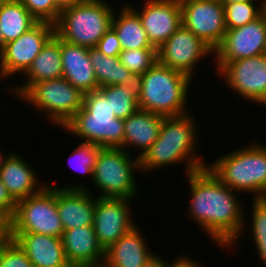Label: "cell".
Returning <instances> with one entry per match:
<instances>
[{
  "label": "cell",
  "instance_id": "1",
  "mask_svg": "<svg viewBox=\"0 0 266 267\" xmlns=\"http://www.w3.org/2000/svg\"><path fill=\"white\" fill-rule=\"evenodd\" d=\"M189 190L188 218L224 252L239 236L245 206L240 194L224 185L207 167L184 175ZM240 201V202H239Z\"/></svg>",
  "mask_w": 266,
  "mask_h": 267
},
{
  "label": "cell",
  "instance_id": "2",
  "mask_svg": "<svg viewBox=\"0 0 266 267\" xmlns=\"http://www.w3.org/2000/svg\"><path fill=\"white\" fill-rule=\"evenodd\" d=\"M195 117L190 110L183 115L164 118L158 138L139 158L141 176L180 164L185 167L182 171L185 175L206 167L207 159L199 155L201 133Z\"/></svg>",
  "mask_w": 266,
  "mask_h": 267
},
{
  "label": "cell",
  "instance_id": "3",
  "mask_svg": "<svg viewBox=\"0 0 266 267\" xmlns=\"http://www.w3.org/2000/svg\"><path fill=\"white\" fill-rule=\"evenodd\" d=\"M255 141L234 147L206 167L231 190L251 198L266 197V142ZM264 144V145H263ZM210 163V164H208Z\"/></svg>",
  "mask_w": 266,
  "mask_h": 267
},
{
  "label": "cell",
  "instance_id": "4",
  "mask_svg": "<svg viewBox=\"0 0 266 267\" xmlns=\"http://www.w3.org/2000/svg\"><path fill=\"white\" fill-rule=\"evenodd\" d=\"M192 81L187 74L157 62L137 78L139 109L164 117L190 112L187 105Z\"/></svg>",
  "mask_w": 266,
  "mask_h": 267
},
{
  "label": "cell",
  "instance_id": "5",
  "mask_svg": "<svg viewBox=\"0 0 266 267\" xmlns=\"http://www.w3.org/2000/svg\"><path fill=\"white\" fill-rule=\"evenodd\" d=\"M63 130L81 142L123 149L124 119L115 117L110 101L100 89L84 94L83 107Z\"/></svg>",
  "mask_w": 266,
  "mask_h": 267
},
{
  "label": "cell",
  "instance_id": "6",
  "mask_svg": "<svg viewBox=\"0 0 266 267\" xmlns=\"http://www.w3.org/2000/svg\"><path fill=\"white\" fill-rule=\"evenodd\" d=\"M107 0H74L65 3L55 33L66 42L95 48L111 28L115 6Z\"/></svg>",
  "mask_w": 266,
  "mask_h": 267
},
{
  "label": "cell",
  "instance_id": "7",
  "mask_svg": "<svg viewBox=\"0 0 266 267\" xmlns=\"http://www.w3.org/2000/svg\"><path fill=\"white\" fill-rule=\"evenodd\" d=\"M139 172V158L122 148L99 147L90 188L94 187L96 197L137 200L142 192L136 180Z\"/></svg>",
  "mask_w": 266,
  "mask_h": 267
},
{
  "label": "cell",
  "instance_id": "8",
  "mask_svg": "<svg viewBox=\"0 0 266 267\" xmlns=\"http://www.w3.org/2000/svg\"><path fill=\"white\" fill-rule=\"evenodd\" d=\"M83 98L79 89L61 77L32 84L18 99L33 106L51 126H59L62 130L83 107Z\"/></svg>",
  "mask_w": 266,
  "mask_h": 267
},
{
  "label": "cell",
  "instance_id": "9",
  "mask_svg": "<svg viewBox=\"0 0 266 267\" xmlns=\"http://www.w3.org/2000/svg\"><path fill=\"white\" fill-rule=\"evenodd\" d=\"M64 231L57 209V187L46 185L16 203L9 233H39L61 238Z\"/></svg>",
  "mask_w": 266,
  "mask_h": 267
},
{
  "label": "cell",
  "instance_id": "10",
  "mask_svg": "<svg viewBox=\"0 0 266 267\" xmlns=\"http://www.w3.org/2000/svg\"><path fill=\"white\" fill-rule=\"evenodd\" d=\"M215 63V74L235 95L266 106V53L230 62Z\"/></svg>",
  "mask_w": 266,
  "mask_h": 267
},
{
  "label": "cell",
  "instance_id": "11",
  "mask_svg": "<svg viewBox=\"0 0 266 267\" xmlns=\"http://www.w3.org/2000/svg\"><path fill=\"white\" fill-rule=\"evenodd\" d=\"M54 34V24L37 22L16 40L5 44L0 53V80H11L16 74L18 78L22 76Z\"/></svg>",
  "mask_w": 266,
  "mask_h": 267
},
{
  "label": "cell",
  "instance_id": "12",
  "mask_svg": "<svg viewBox=\"0 0 266 267\" xmlns=\"http://www.w3.org/2000/svg\"><path fill=\"white\" fill-rule=\"evenodd\" d=\"M207 56L213 58L214 51L183 25L157 49L159 63L192 79L196 78L195 71L208 59Z\"/></svg>",
  "mask_w": 266,
  "mask_h": 267
},
{
  "label": "cell",
  "instance_id": "13",
  "mask_svg": "<svg viewBox=\"0 0 266 267\" xmlns=\"http://www.w3.org/2000/svg\"><path fill=\"white\" fill-rule=\"evenodd\" d=\"M182 25L213 51L226 33L225 10L220 0H180Z\"/></svg>",
  "mask_w": 266,
  "mask_h": 267
},
{
  "label": "cell",
  "instance_id": "14",
  "mask_svg": "<svg viewBox=\"0 0 266 267\" xmlns=\"http://www.w3.org/2000/svg\"><path fill=\"white\" fill-rule=\"evenodd\" d=\"M134 201L126 198L96 197L93 227L98 243L104 251L136 226L137 220L131 206Z\"/></svg>",
  "mask_w": 266,
  "mask_h": 267
},
{
  "label": "cell",
  "instance_id": "15",
  "mask_svg": "<svg viewBox=\"0 0 266 267\" xmlns=\"http://www.w3.org/2000/svg\"><path fill=\"white\" fill-rule=\"evenodd\" d=\"M266 53V19L263 14L246 25L227 29L220 45L214 50L213 62H230Z\"/></svg>",
  "mask_w": 266,
  "mask_h": 267
},
{
  "label": "cell",
  "instance_id": "16",
  "mask_svg": "<svg viewBox=\"0 0 266 267\" xmlns=\"http://www.w3.org/2000/svg\"><path fill=\"white\" fill-rule=\"evenodd\" d=\"M140 17L149 42L158 49L182 26L180 0H144L141 7L126 2ZM141 8V9H140Z\"/></svg>",
  "mask_w": 266,
  "mask_h": 267
},
{
  "label": "cell",
  "instance_id": "17",
  "mask_svg": "<svg viewBox=\"0 0 266 267\" xmlns=\"http://www.w3.org/2000/svg\"><path fill=\"white\" fill-rule=\"evenodd\" d=\"M86 184L81 181L59 186L47 184L57 187V209L64 230L93 226L96 195Z\"/></svg>",
  "mask_w": 266,
  "mask_h": 267
},
{
  "label": "cell",
  "instance_id": "18",
  "mask_svg": "<svg viewBox=\"0 0 266 267\" xmlns=\"http://www.w3.org/2000/svg\"><path fill=\"white\" fill-rule=\"evenodd\" d=\"M31 164L15 150L5 153L1 159L0 180L16 202L37 194L49 183L43 181L41 184V176Z\"/></svg>",
  "mask_w": 266,
  "mask_h": 267
},
{
  "label": "cell",
  "instance_id": "19",
  "mask_svg": "<svg viewBox=\"0 0 266 267\" xmlns=\"http://www.w3.org/2000/svg\"><path fill=\"white\" fill-rule=\"evenodd\" d=\"M22 76L24 81H21L20 84L4 83L7 86L4 89L5 92H11V96L17 99L36 82L62 77L61 38L56 33L47 41Z\"/></svg>",
  "mask_w": 266,
  "mask_h": 267
},
{
  "label": "cell",
  "instance_id": "20",
  "mask_svg": "<svg viewBox=\"0 0 266 267\" xmlns=\"http://www.w3.org/2000/svg\"><path fill=\"white\" fill-rule=\"evenodd\" d=\"M65 256L72 267H102L105 251L100 246L93 226L67 229L62 234Z\"/></svg>",
  "mask_w": 266,
  "mask_h": 267
},
{
  "label": "cell",
  "instance_id": "21",
  "mask_svg": "<svg viewBox=\"0 0 266 267\" xmlns=\"http://www.w3.org/2000/svg\"><path fill=\"white\" fill-rule=\"evenodd\" d=\"M9 238L26 253L34 267H72L61 238L39 233H9Z\"/></svg>",
  "mask_w": 266,
  "mask_h": 267
},
{
  "label": "cell",
  "instance_id": "22",
  "mask_svg": "<svg viewBox=\"0 0 266 267\" xmlns=\"http://www.w3.org/2000/svg\"><path fill=\"white\" fill-rule=\"evenodd\" d=\"M140 229L138 225L134 226L106 249L102 267H142L155 252Z\"/></svg>",
  "mask_w": 266,
  "mask_h": 267
},
{
  "label": "cell",
  "instance_id": "23",
  "mask_svg": "<svg viewBox=\"0 0 266 267\" xmlns=\"http://www.w3.org/2000/svg\"><path fill=\"white\" fill-rule=\"evenodd\" d=\"M62 77L83 94L99 89L89 48L61 39Z\"/></svg>",
  "mask_w": 266,
  "mask_h": 267
},
{
  "label": "cell",
  "instance_id": "24",
  "mask_svg": "<svg viewBox=\"0 0 266 267\" xmlns=\"http://www.w3.org/2000/svg\"><path fill=\"white\" fill-rule=\"evenodd\" d=\"M164 116L138 109L124 119L123 149L140 158L159 136ZM129 148V149H128Z\"/></svg>",
  "mask_w": 266,
  "mask_h": 267
},
{
  "label": "cell",
  "instance_id": "25",
  "mask_svg": "<svg viewBox=\"0 0 266 267\" xmlns=\"http://www.w3.org/2000/svg\"><path fill=\"white\" fill-rule=\"evenodd\" d=\"M120 6L119 11L115 9L111 28L116 32L122 50L156 49L149 42L138 14L126 2Z\"/></svg>",
  "mask_w": 266,
  "mask_h": 267
},
{
  "label": "cell",
  "instance_id": "26",
  "mask_svg": "<svg viewBox=\"0 0 266 267\" xmlns=\"http://www.w3.org/2000/svg\"><path fill=\"white\" fill-rule=\"evenodd\" d=\"M89 57L94 68L99 88L109 85L131 84L137 80V78L122 65L118 56H106L96 48H90Z\"/></svg>",
  "mask_w": 266,
  "mask_h": 267
},
{
  "label": "cell",
  "instance_id": "27",
  "mask_svg": "<svg viewBox=\"0 0 266 267\" xmlns=\"http://www.w3.org/2000/svg\"><path fill=\"white\" fill-rule=\"evenodd\" d=\"M37 22L19 0H5L0 5V30L6 44L16 40Z\"/></svg>",
  "mask_w": 266,
  "mask_h": 267
},
{
  "label": "cell",
  "instance_id": "28",
  "mask_svg": "<svg viewBox=\"0 0 266 267\" xmlns=\"http://www.w3.org/2000/svg\"><path fill=\"white\" fill-rule=\"evenodd\" d=\"M110 101L116 118L126 119L139 109L138 83L109 85L99 88Z\"/></svg>",
  "mask_w": 266,
  "mask_h": 267
},
{
  "label": "cell",
  "instance_id": "29",
  "mask_svg": "<svg viewBox=\"0 0 266 267\" xmlns=\"http://www.w3.org/2000/svg\"><path fill=\"white\" fill-rule=\"evenodd\" d=\"M263 2L264 1H246L223 3L226 29L239 28L259 18L262 15Z\"/></svg>",
  "mask_w": 266,
  "mask_h": 267
},
{
  "label": "cell",
  "instance_id": "30",
  "mask_svg": "<svg viewBox=\"0 0 266 267\" xmlns=\"http://www.w3.org/2000/svg\"><path fill=\"white\" fill-rule=\"evenodd\" d=\"M99 154V146L79 142L75 149L69 154L67 158V164L72 168L73 171H76L77 174H83L84 177L86 174L90 177V183H92L93 178V169L96 163L97 156Z\"/></svg>",
  "mask_w": 266,
  "mask_h": 267
},
{
  "label": "cell",
  "instance_id": "31",
  "mask_svg": "<svg viewBox=\"0 0 266 267\" xmlns=\"http://www.w3.org/2000/svg\"><path fill=\"white\" fill-rule=\"evenodd\" d=\"M119 59L136 78L152 68L157 62V49L122 50Z\"/></svg>",
  "mask_w": 266,
  "mask_h": 267
},
{
  "label": "cell",
  "instance_id": "32",
  "mask_svg": "<svg viewBox=\"0 0 266 267\" xmlns=\"http://www.w3.org/2000/svg\"><path fill=\"white\" fill-rule=\"evenodd\" d=\"M250 200H251L250 201V203H251L250 211H249V209L247 210L246 206H245L244 212H246V213H244V216H247V217H244L243 228H242L238 238L226 249V250H228V252L229 251L233 252L232 250H234V248H235V250L237 249L236 246H238V243L240 242L238 240H240L245 233L247 234V231L248 232L249 231L250 232H266V197L265 198H255V199L251 198ZM246 219H248V221ZM246 222H248V223H246ZM246 224L248 226L250 225L249 230L247 229L248 226Z\"/></svg>",
  "mask_w": 266,
  "mask_h": 267
},
{
  "label": "cell",
  "instance_id": "33",
  "mask_svg": "<svg viewBox=\"0 0 266 267\" xmlns=\"http://www.w3.org/2000/svg\"><path fill=\"white\" fill-rule=\"evenodd\" d=\"M38 22L56 24L63 3L60 0H19Z\"/></svg>",
  "mask_w": 266,
  "mask_h": 267
},
{
  "label": "cell",
  "instance_id": "34",
  "mask_svg": "<svg viewBox=\"0 0 266 267\" xmlns=\"http://www.w3.org/2000/svg\"><path fill=\"white\" fill-rule=\"evenodd\" d=\"M0 267H34L26 253L11 238L0 242Z\"/></svg>",
  "mask_w": 266,
  "mask_h": 267
},
{
  "label": "cell",
  "instance_id": "35",
  "mask_svg": "<svg viewBox=\"0 0 266 267\" xmlns=\"http://www.w3.org/2000/svg\"><path fill=\"white\" fill-rule=\"evenodd\" d=\"M95 48L104 55L110 57L119 56L120 52L122 51L119 38L112 28H110L98 41V44Z\"/></svg>",
  "mask_w": 266,
  "mask_h": 267
},
{
  "label": "cell",
  "instance_id": "36",
  "mask_svg": "<svg viewBox=\"0 0 266 267\" xmlns=\"http://www.w3.org/2000/svg\"><path fill=\"white\" fill-rule=\"evenodd\" d=\"M16 201L11 197L5 185L0 180V215L9 223L12 219Z\"/></svg>",
  "mask_w": 266,
  "mask_h": 267
},
{
  "label": "cell",
  "instance_id": "37",
  "mask_svg": "<svg viewBox=\"0 0 266 267\" xmlns=\"http://www.w3.org/2000/svg\"><path fill=\"white\" fill-rule=\"evenodd\" d=\"M248 236H250V241H252L253 245L256 247H253L252 250L255 249V253L258 254L256 258L258 264L260 263L259 261H261L260 264L263 263L262 266L266 267V232H248Z\"/></svg>",
  "mask_w": 266,
  "mask_h": 267
},
{
  "label": "cell",
  "instance_id": "38",
  "mask_svg": "<svg viewBox=\"0 0 266 267\" xmlns=\"http://www.w3.org/2000/svg\"><path fill=\"white\" fill-rule=\"evenodd\" d=\"M186 253H183L182 255H177L173 260L165 262V267H204L205 263H200V261H197L196 258L189 256L188 253L187 256ZM170 262V263H169Z\"/></svg>",
  "mask_w": 266,
  "mask_h": 267
},
{
  "label": "cell",
  "instance_id": "39",
  "mask_svg": "<svg viewBox=\"0 0 266 267\" xmlns=\"http://www.w3.org/2000/svg\"><path fill=\"white\" fill-rule=\"evenodd\" d=\"M166 260L162 255L155 254L147 260V262L142 267H165Z\"/></svg>",
  "mask_w": 266,
  "mask_h": 267
},
{
  "label": "cell",
  "instance_id": "40",
  "mask_svg": "<svg viewBox=\"0 0 266 267\" xmlns=\"http://www.w3.org/2000/svg\"><path fill=\"white\" fill-rule=\"evenodd\" d=\"M9 237V223L0 215V242Z\"/></svg>",
  "mask_w": 266,
  "mask_h": 267
},
{
  "label": "cell",
  "instance_id": "41",
  "mask_svg": "<svg viewBox=\"0 0 266 267\" xmlns=\"http://www.w3.org/2000/svg\"><path fill=\"white\" fill-rule=\"evenodd\" d=\"M222 3H237L246 1H264V0H220Z\"/></svg>",
  "mask_w": 266,
  "mask_h": 267
},
{
  "label": "cell",
  "instance_id": "42",
  "mask_svg": "<svg viewBox=\"0 0 266 267\" xmlns=\"http://www.w3.org/2000/svg\"><path fill=\"white\" fill-rule=\"evenodd\" d=\"M5 41H4V37L2 35V32L0 30V53L3 51L4 47H5Z\"/></svg>",
  "mask_w": 266,
  "mask_h": 267
},
{
  "label": "cell",
  "instance_id": "43",
  "mask_svg": "<svg viewBox=\"0 0 266 267\" xmlns=\"http://www.w3.org/2000/svg\"><path fill=\"white\" fill-rule=\"evenodd\" d=\"M262 14H263V16H264L265 19H266V0H264V2H263V10H262Z\"/></svg>",
  "mask_w": 266,
  "mask_h": 267
},
{
  "label": "cell",
  "instance_id": "44",
  "mask_svg": "<svg viewBox=\"0 0 266 267\" xmlns=\"http://www.w3.org/2000/svg\"><path fill=\"white\" fill-rule=\"evenodd\" d=\"M63 4H65V3H69V2H72V1H74V0H60Z\"/></svg>",
  "mask_w": 266,
  "mask_h": 267
},
{
  "label": "cell",
  "instance_id": "45",
  "mask_svg": "<svg viewBox=\"0 0 266 267\" xmlns=\"http://www.w3.org/2000/svg\"><path fill=\"white\" fill-rule=\"evenodd\" d=\"M4 154H5V152H3V150L0 149V162H1V159H2Z\"/></svg>",
  "mask_w": 266,
  "mask_h": 267
}]
</instances>
